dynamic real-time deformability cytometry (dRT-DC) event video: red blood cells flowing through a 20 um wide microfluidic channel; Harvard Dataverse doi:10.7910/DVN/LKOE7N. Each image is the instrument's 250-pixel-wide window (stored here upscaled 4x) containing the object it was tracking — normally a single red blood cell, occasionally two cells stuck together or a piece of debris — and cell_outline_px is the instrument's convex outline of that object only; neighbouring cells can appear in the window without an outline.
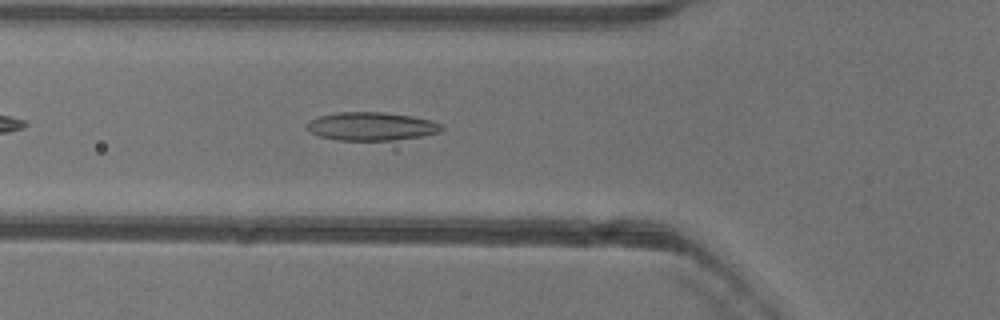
{"species": "common noctule bat (a hibernating species)", "species_latin": "Nyctalus noctula", "temperature_condition": "warm", "stored_images_in_passage": 35, "camera_frame_rate_fps": 3000, "um_per_image_px": 0.085, "animal": {"sex": "female"}, "frame": {"image": 1, "passage_image": 3, "time_ms": 0.667, "image_size_px": [1000, 320], "cell_outline_px": [[444, 128], [440, 132], [420, 136], [396, 140], [336, 140], [320, 136], [308, 132], [308, 120], [320, 116], [336, 112], [384, 112], [412, 116], [432, 120], [444, 124]], "centroid_in_image_um": [31.59, 10.73], "position_along_channel_um": 94.2, "area_um2": 22.37}}
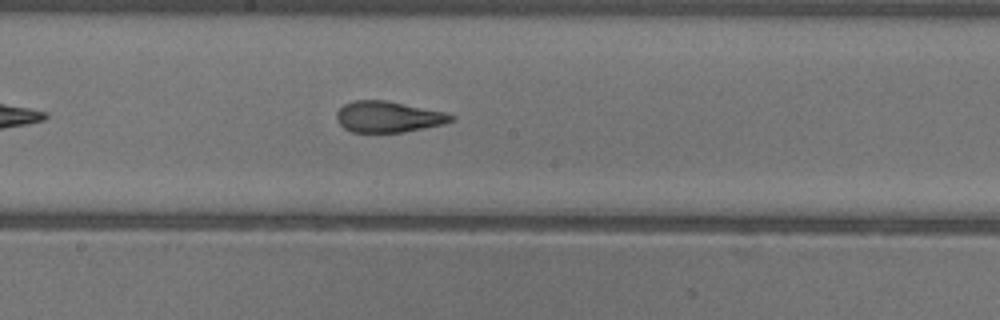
{"frame": {"image": 2, "passage_image": 12, "time_ms": 3.667, "image_size_px": [1000, 320], "cell_outline_px": [[456, 120], [444, 124], [404, 132], [352, 132], [344, 128], [336, 120], [336, 112], [344, 104], [352, 100], [384, 100], [448, 112], [456, 116]], "centroid_in_image_um": [33.04, 9.92], "position_along_channel_um": 215.2, "area_um2": 20.98}}
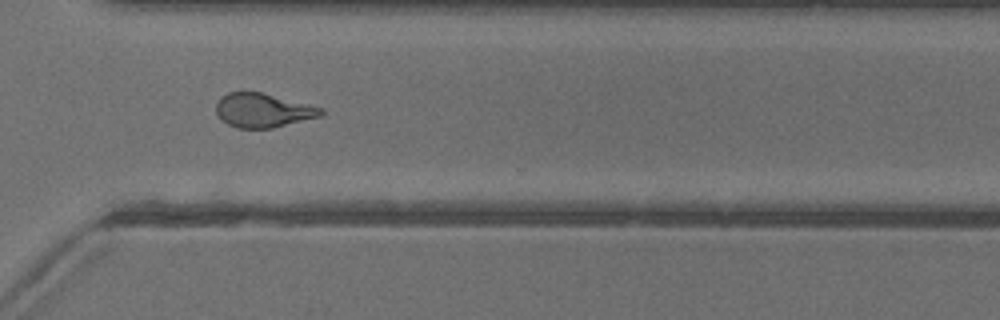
{"frame": {"image": 3, "passage_image": 22, "time_ms": 7.0, "image_size_px": [1000, 320], "cell_outline_px": [[324, 112], [320, 116], [272, 128], [236, 128], [228, 124], [216, 112], [216, 104], [220, 96], [228, 92], [240, 88], [244, 88], [324, 108]], "centroid_in_image_um": [22.3, 9.33], "position_along_channel_um": 348.3, "area_um2": 21.1}, "authors_computed_cell_mechanics": {"area_um2": 21.097, "velocity_mm_per_s": 4.0036, "shape_relaxation_time_tau1_ms": 8.2695, "shape_relaxation_time_tau2_ms": 1.5771, "deformation_change_tau1": 0.2388, "deformation_change_tau2": 0.0892}}